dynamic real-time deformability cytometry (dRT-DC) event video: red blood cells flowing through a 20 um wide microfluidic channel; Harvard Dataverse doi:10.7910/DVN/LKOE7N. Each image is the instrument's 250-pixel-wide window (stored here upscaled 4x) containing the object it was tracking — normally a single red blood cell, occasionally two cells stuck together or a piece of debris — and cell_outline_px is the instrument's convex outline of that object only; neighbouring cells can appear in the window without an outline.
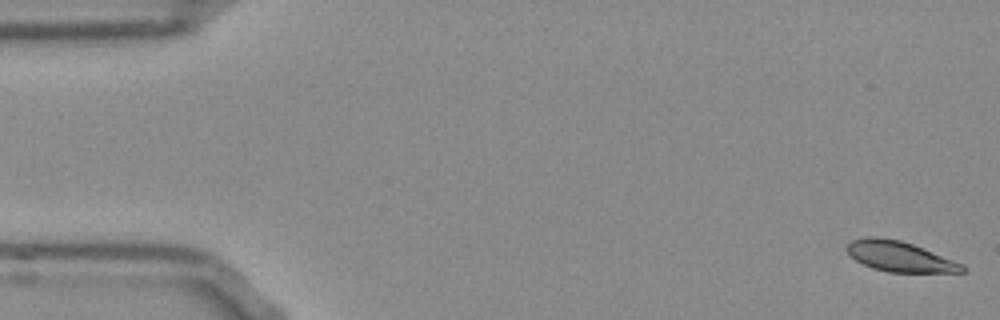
{"species": "Egyptian fruit bat (a non-hibernating species)", "species_latin": "Rousettus aegyptiacus", "temperature_condition": "room temperature", "stored_images_in_passage": 52, "camera_frame_rate_fps": 3000, "um_per_image_px": 0.085, "frame": {"image": 1, "passage_image": 1, "time_ms": 0.0, "image_size_px": [1000, 320], "cell_outline_px": [[968, 268], [964, 272], [888, 272], [872, 268], [856, 260], [844, 248], [852, 240], [900, 240], [912, 244], [964, 264]], "centroid_in_image_um": [76.57, 21.86], "position_along_channel_um": 8.4, "area_um2": 19.48}}
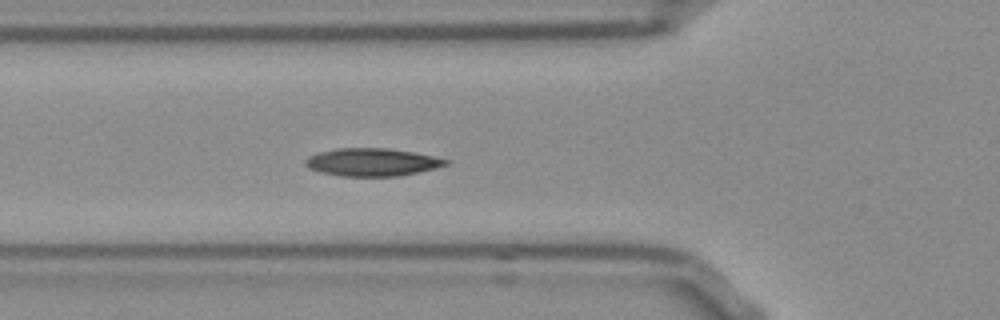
{"frame": {"image": 2, "passage_image": 18, "time_ms": 5.667, "image_size_px": [1000, 320], "cell_outline_px": [[452, 160], [448, 164], [400, 176], [340, 176], [320, 172], [308, 168], [304, 164], [304, 160], [308, 156], [320, 152], [336, 148], [388, 148], [412, 152]], "centroid_in_image_um": [31.58, 13.78], "position_along_channel_um": 94.2, "area_um2": 22.66}}
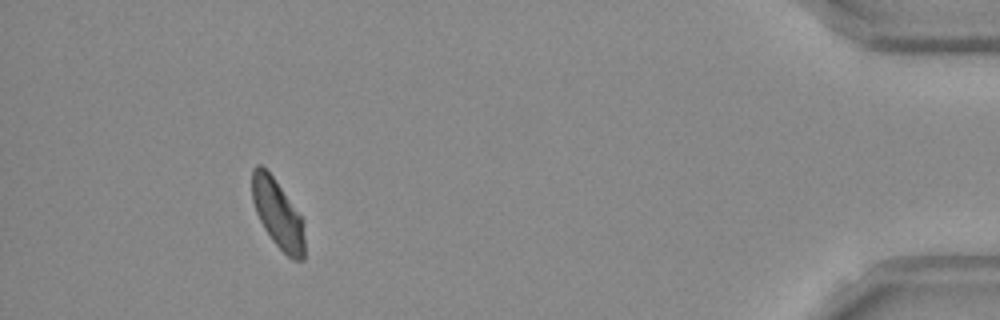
{"frame": {"image": 3, "passage_image": 48, "time_ms": 15.667, "image_size_px": [1000, 320], "cell_outline_px": [[304, 260], [292, 260], [272, 240], [264, 228], [256, 212], [252, 200], [252, 168], [256, 164], [260, 164], [272, 176], [304, 220]], "centroid_in_image_um": [23.61, 18.19], "position_along_channel_um": 411.6, "area_um2": 20.81}, "authors_computed_cell_mechanics": {"area_um2": 21.5883, "velocity_mm_per_s": 3.8266, "shape_relaxation_time_tau1_ms": 7.9824, "shape_relaxation_time_tau2_ms": null, "deformation_change_tau1": 0.1407, "deformation_change_tau2": null}}